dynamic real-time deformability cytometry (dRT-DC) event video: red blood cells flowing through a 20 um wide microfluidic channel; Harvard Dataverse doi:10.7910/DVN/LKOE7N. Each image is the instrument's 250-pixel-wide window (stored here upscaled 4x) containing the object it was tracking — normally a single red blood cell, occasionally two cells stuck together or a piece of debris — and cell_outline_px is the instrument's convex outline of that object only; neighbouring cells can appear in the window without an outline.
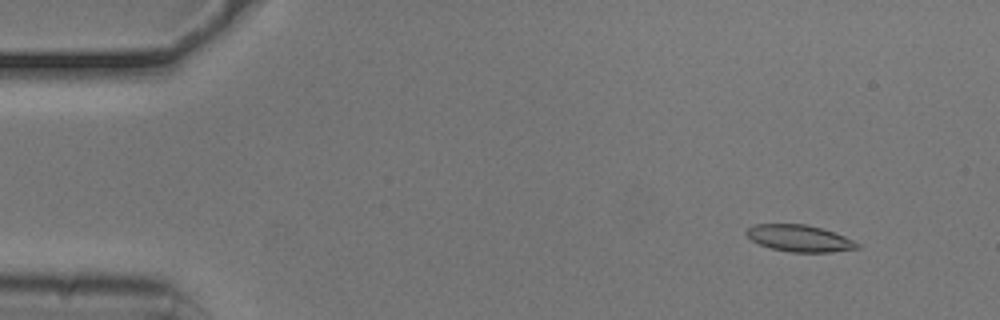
{"species": "common noctule bat (a hibernating species)", "species_latin": "Nyctalus noctula", "temperature_condition": "cold", "stored_images_in_passage": 52, "camera_frame_rate_fps": 3000, "um_per_image_px": 0.085, "animal": {"sex": "male", "body_mass_g": 20.5, "forearm_length_mm": 52.5}, "frame": {"image": 1, "passage_image": 4, "time_ms": 1.0, "image_size_px": [1000, 320], "cell_outline_px": [[860, 248], [832, 252], [792, 252], [772, 248], [760, 244], [752, 240], [744, 232], [752, 224], [804, 224], [836, 232], [860, 244]], "centroid_in_image_um": [67.96, 20.25], "position_along_channel_um": 17.0, "area_um2": 17.17}}
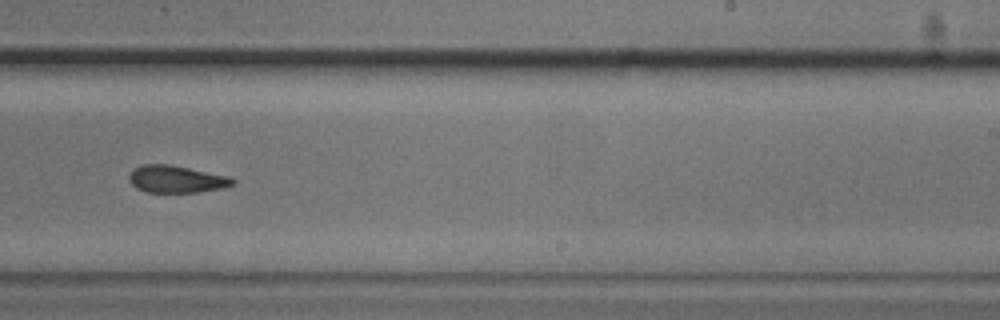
{"frame": {"image": 2, "passage_image": 32, "time_ms": 10.333, "image_size_px": [1000, 320], "cell_outline_px": [[236, 184], [224, 188], [196, 192], [144, 192], [136, 188], [128, 180], [128, 176], [140, 164], [168, 164], [228, 176], [236, 180]], "centroid_in_image_um": [14.99, 15.23], "position_along_channel_um": 274.0, "area_um2": 16.42}}
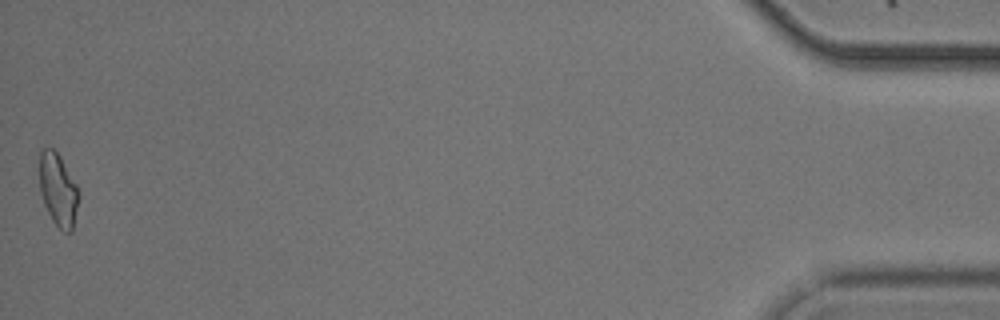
{"frame": {"image": 3, "passage_image": 52, "time_ms": 17.0, "image_size_px": [1000, 320], "cell_outline_px": [[80, 196], [72, 232], [64, 232], [52, 220], [44, 204], [40, 192], [40, 148], [52, 148], [60, 156], [76, 184], [80, 192]], "centroid_in_image_um": [4.95, 16.14], "position_along_channel_um": 430.2, "area_um2": 16.65}, "authors_computed_cell_mechanics": {"area_um2": 17.1666, "velocity_mm_per_s": 3.7864, "shape_relaxation_time_tau1_ms": 5.6113, "shape_relaxation_time_tau2_ms": 2.4369, "deformation_change_tau1": 0.1455, "deformation_change_tau2": 0.0924}}